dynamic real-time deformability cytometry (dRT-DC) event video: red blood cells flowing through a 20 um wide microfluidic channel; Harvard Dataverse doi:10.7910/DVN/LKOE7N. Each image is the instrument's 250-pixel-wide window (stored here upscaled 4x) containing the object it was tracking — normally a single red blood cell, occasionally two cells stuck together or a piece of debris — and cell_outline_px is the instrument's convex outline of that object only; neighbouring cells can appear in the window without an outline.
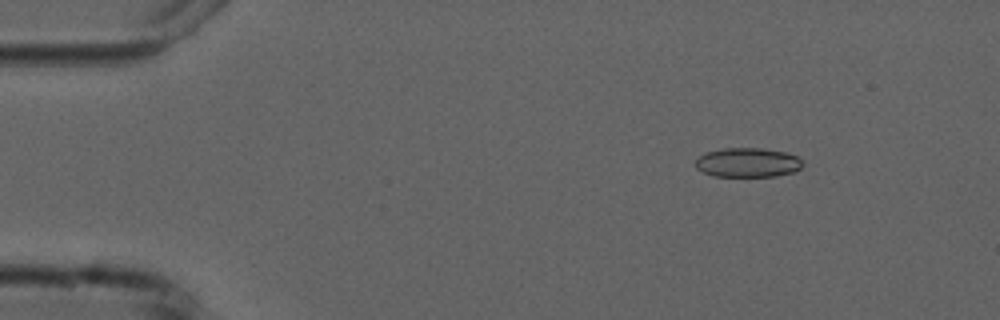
{"species": "common noctule bat (a hibernating species)", "species_latin": "Nyctalus noctula", "temperature_condition": "cold", "stored_images_in_passage": 3, "camera_frame_rate_fps": 3000, "um_per_image_px": 0.085, "animal": {"sex": "male", "forearm_length_mm": 52.5}, "frame": {"image": 1, "passage_image": 2, "time_ms": 1.333, "image_size_px": [1000, 320], "cell_outline_px": [[804, 164], [800, 168], [792, 172], [776, 176], [712, 176], [696, 168], [696, 160], [700, 156], [708, 152], [724, 148], [764, 148], [784, 152], [796, 156]], "centroid_in_image_um": [63.56, 13.81], "position_along_channel_um": 21.4, "area_um2": 18.15}}